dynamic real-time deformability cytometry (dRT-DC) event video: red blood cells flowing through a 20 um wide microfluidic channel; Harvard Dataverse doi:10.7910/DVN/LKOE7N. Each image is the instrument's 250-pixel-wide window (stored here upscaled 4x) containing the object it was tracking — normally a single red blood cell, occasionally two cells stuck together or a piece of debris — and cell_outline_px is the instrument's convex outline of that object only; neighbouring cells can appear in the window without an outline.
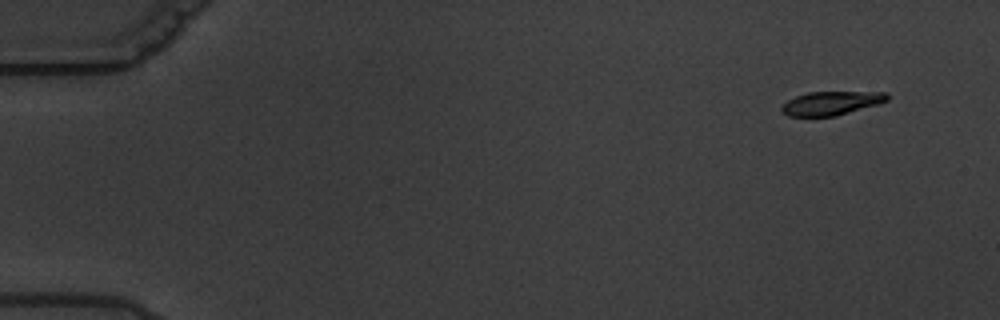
{"species": "common noctule bat (a hibernating species)", "species_latin": "Nyctalus noctula", "temperature_condition": "warm", "stored_images_in_passage": 7, "camera_frame_rate_fps": 3000, "um_per_image_px": 0.085, "animal": {"sex": "male", "body_mass_g": 19.5, "forearm_length_mm": 54.6}, "frame": {"image": 1, "passage_image": 2, "time_ms": 1.0, "image_size_px": [1000, 320], "cell_outline_px": [[888, 100], [880, 104], [836, 116], [788, 116], [780, 108], [788, 100], [796, 96], [808, 92], [888, 92]], "centroid_in_image_um": [70.7, 8.77], "position_along_channel_um": 14.3, "area_um2": 14.57}}